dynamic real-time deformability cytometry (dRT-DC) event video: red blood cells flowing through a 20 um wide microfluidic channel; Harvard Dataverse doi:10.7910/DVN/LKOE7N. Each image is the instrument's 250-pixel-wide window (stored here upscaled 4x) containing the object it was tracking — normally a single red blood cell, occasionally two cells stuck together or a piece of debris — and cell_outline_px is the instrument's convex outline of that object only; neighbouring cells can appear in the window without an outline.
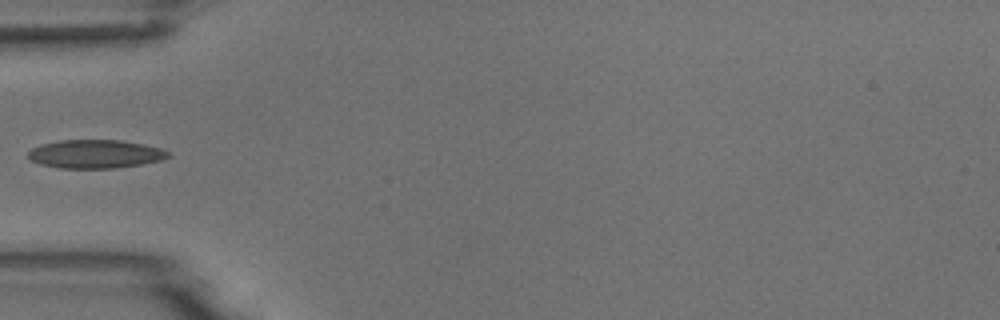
{"species": "common noctule bat (a hibernating species)", "species_latin": "Nyctalus noctula", "temperature_condition": "room temperature", "stored_images_in_passage": 7, "camera_frame_rate_fps": 3000, "um_per_image_px": 0.085, "animal": {"sex": "male", "body_mass_g": 18.8}, "frame": {"image": 1, "passage_image": 5, "time_ms": 5.667, "image_size_px": [1000, 320], "cell_outline_px": [[172, 156], [160, 160], [140, 164], [116, 168], [60, 168], [40, 164], [28, 160], [28, 152], [32, 148], [40, 144], [60, 140], [120, 140], [144, 144], [160, 148], [168, 152]], "centroid_in_image_um": [8.06, 13.09], "position_along_channel_um": 76.9, "area_um2": 23.29}}